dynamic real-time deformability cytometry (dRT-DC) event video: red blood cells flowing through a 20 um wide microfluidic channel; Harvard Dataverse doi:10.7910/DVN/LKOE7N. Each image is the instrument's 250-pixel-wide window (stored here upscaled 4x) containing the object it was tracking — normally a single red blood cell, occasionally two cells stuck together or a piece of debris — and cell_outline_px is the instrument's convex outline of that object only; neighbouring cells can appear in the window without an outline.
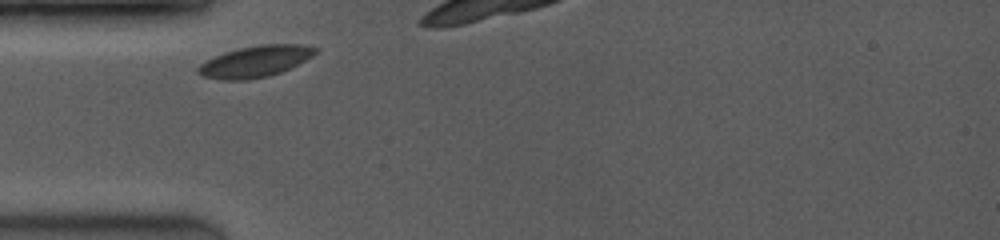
{"species": "common noctule bat (a hibernating species)", "species_latin": "Nyctalus noctula", "temperature_condition": "room temperature", "stored_images_in_passage": 4, "camera_frame_rate_fps": 3500, "um_per_image_px": 0.085, "animal": {"sex": "female", "body_mass_g": 19.0, "forearm_length_mm": 53.3}, "frame": {"image": 1, "passage_image": 1, "time_ms": 0.0, "image_size_px": [1000, 240], "cell_outline_px": [[320, 48], [312, 56], [280, 72], [268, 76], [248, 80], [220, 80], [204, 76], [196, 72], [196, 68], [200, 64], [224, 52], [240, 48], [260, 44], [296, 44]], "centroid_in_image_um": [21.67, 5.22], "position_along_channel_um": 63.3, "area_um2": 21.15}}